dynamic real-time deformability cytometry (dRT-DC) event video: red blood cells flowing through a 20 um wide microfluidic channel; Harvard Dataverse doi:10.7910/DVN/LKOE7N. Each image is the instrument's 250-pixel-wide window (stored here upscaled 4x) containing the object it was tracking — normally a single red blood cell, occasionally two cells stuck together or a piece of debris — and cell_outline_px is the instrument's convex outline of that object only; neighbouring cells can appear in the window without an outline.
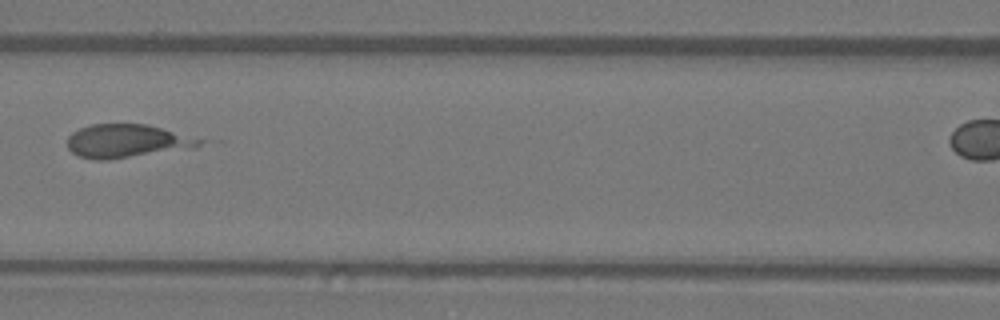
{"species": "Egyptian fruit bat (a non-hibernating species)", "species_latin": "Rousettus aegyptiacus", "temperature_condition": "warm", "stored_images_in_passage": 4, "segment_of_instrument_passage": [1, 2], "camera_frame_rate_fps": 3000, "um_per_image_px": 0.085, "animal": {"sex": "female"}, "frame": {"image": 1, "passage_image": 3, "time_ms": 2.333, "image_size_px": [1000, 320], "cell_outline_px": [[204, 140], [196, 148], [108, 160], [96, 160], [80, 156], [72, 152], [68, 148], [68, 136], [72, 132], [80, 128], [92, 124], [144, 124], [160, 128]], "centroid_in_image_um": [10.76, 12.0], "position_along_channel_um": 155.8, "area_um2": 25.55}}